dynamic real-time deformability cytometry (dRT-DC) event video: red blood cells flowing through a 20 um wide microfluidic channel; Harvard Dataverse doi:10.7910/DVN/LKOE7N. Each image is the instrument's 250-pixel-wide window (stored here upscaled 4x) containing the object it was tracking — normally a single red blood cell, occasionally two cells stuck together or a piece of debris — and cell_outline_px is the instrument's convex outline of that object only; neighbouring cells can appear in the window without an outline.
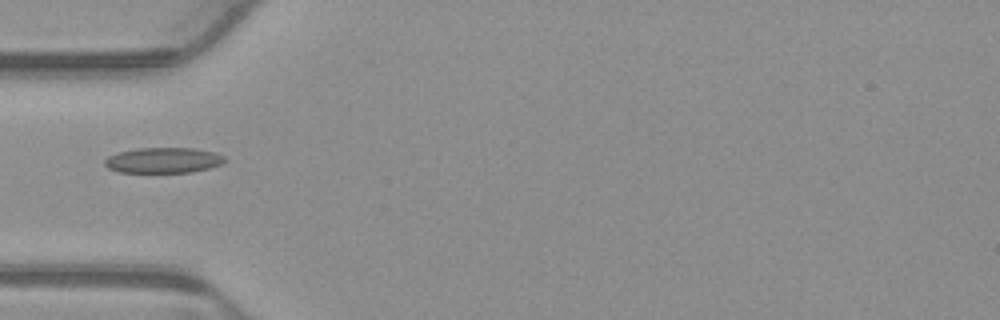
{"species": "common noctule bat (a hibernating species)", "species_latin": "Nyctalus noctula", "temperature_condition": "warm", "stored_images_in_passage": 1, "camera_frame_rate_fps": 3000, "um_per_image_px": 0.085, "animal": {"sex": "male", "body_mass_g": 23.1, "forearm_length_mm": 52.7}, "frame": {"image": 1, "passage_image": 1, "time_ms": 0.0, "image_size_px": [1000, 320], "cell_outline_px": [[228, 160], [224, 164], [192, 172], [120, 172], [108, 168], [104, 164], [104, 160], [108, 156], [120, 152], [136, 148], [192, 148], [212, 152], [224, 156]], "centroid_in_image_um": [13.9, 13.62], "position_along_channel_um": 71.1, "area_um2": 17.8}}